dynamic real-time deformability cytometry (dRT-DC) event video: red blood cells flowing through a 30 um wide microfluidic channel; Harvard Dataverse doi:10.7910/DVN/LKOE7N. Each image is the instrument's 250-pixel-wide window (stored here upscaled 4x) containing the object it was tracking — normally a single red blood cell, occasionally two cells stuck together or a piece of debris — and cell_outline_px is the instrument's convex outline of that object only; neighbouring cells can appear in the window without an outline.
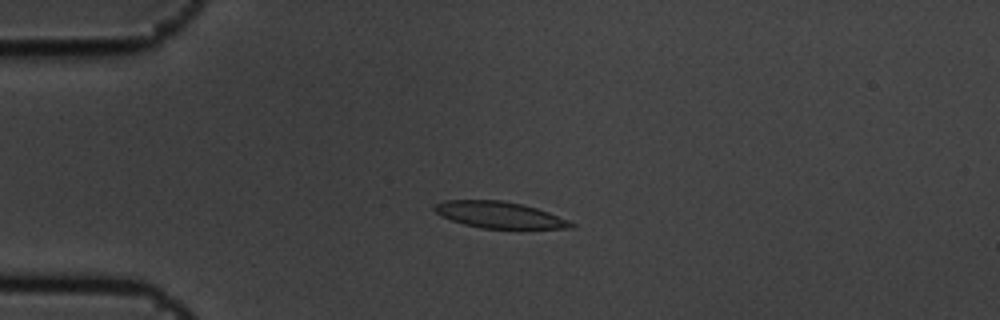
{"species": "common noctule bat (a hibernating species)", "species_latin": "Nyctalus noctula", "temperature_condition": "cold", "stored_images_in_passage": 5, "camera_frame_rate_fps": 3000, "um_per_image_px": 0.085, "animal": {"sex": "male", "body_mass_g": 19.5, "forearm_length_mm": 54.6}, "frame": {"image": 1, "passage_image": 4, "time_ms": 1.0, "image_size_px": [1000, 320], "cell_outline_px": [[576, 224], [572, 228], [480, 228], [464, 224], [452, 220], [436, 212], [432, 208], [436, 204], [444, 200], [504, 200], [524, 204], [548, 212], [568, 220]], "centroid_in_image_um": [42.45, 18.25], "position_along_channel_um": 42.5, "area_um2": 20.87}}